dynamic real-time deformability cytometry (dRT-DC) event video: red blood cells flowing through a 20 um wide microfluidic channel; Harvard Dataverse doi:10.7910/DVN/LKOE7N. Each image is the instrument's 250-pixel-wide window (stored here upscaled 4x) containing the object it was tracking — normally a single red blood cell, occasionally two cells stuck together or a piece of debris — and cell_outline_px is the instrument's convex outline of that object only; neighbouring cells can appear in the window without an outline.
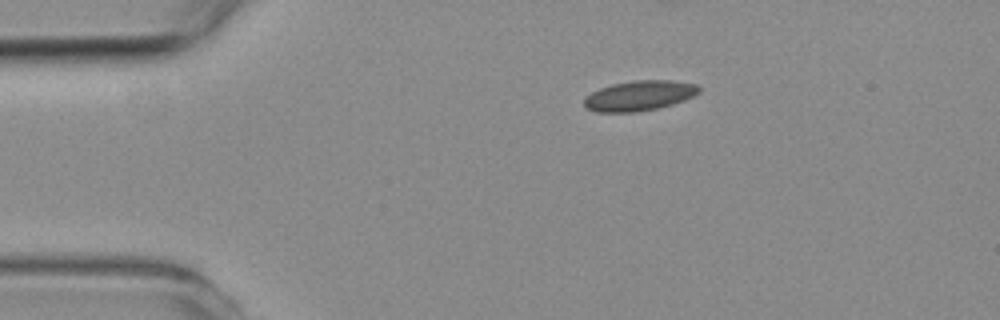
{"species": "common noctule bat (a hibernating species)", "species_latin": "Nyctalus noctula", "temperature_condition": "room temperature", "stored_images_in_passage": 6, "camera_frame_rate_fps": 3000, "um_per_image_px": 0.085, "animal": {"sex": "female", "body_mass_g": 19.3, "forearm_length_mm": 54.1}, "frame": {"image": 1, "passage_image": 1, "time_ms": 0.0, "image_size_px": [1000, 320], "cell_outline_px": [[700, 92], [684, 100], [672, 104], [656, 108], [636, 112], [596, 112], [584, 108], [584, 100], [592, 92], [600, 88], [612, 84], [632, 80], [672, 80], [696, 84], [700, 88]], "centroid_in_image_um": [54.33, 8.13], "position_along_channel_um": 30.7, "area_um2": 20.11}}
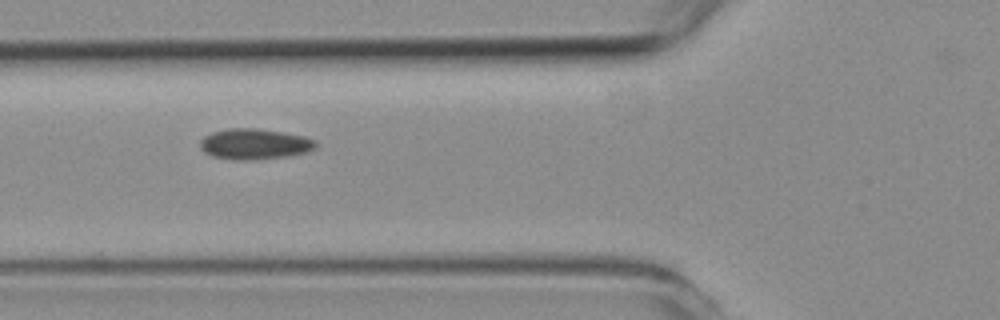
{"frame": {"image": 2, "passage_image": 4, "time_ms": 3.333, "image_size_px": [1000, 320], "cell_outline_px": [[316, 148], [304, 152], [288, 156], [252, 160], [236, 160], [212, 156], [204, 152], [200, 148], [200, 140], [204, 136], [212, 132], [228, 128], [256, 128], [284, 132], [304, 136], [316, 140]], "centroid_in_image_um": [21.62, 12.24], "position_along_channel_um": 104.2, "area_um2": 20.75}}
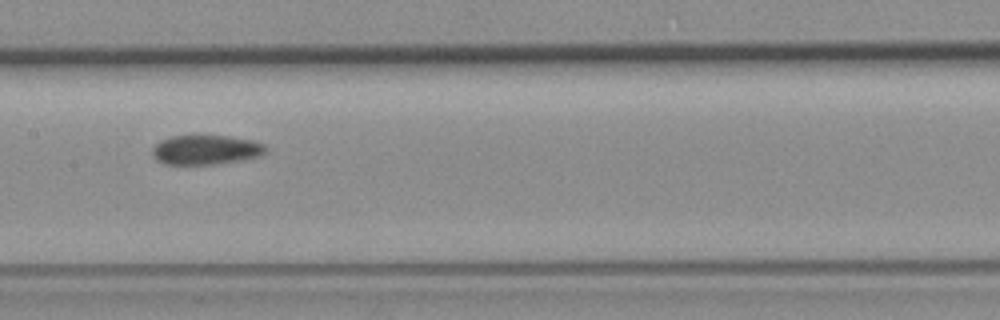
{"frame": {"image": 3, "passage_image": 6, "time_ms": 5.667, "image_size_px": [1000, 320], "cell_outline_px": [[268, 152], [264, 156], [216, 164], [164, 164], [156, 160], [152, 156], [152, 148], [160, 140], [172, 136], [228, 136], [252, 140], [264, 144], [268, 148]], "centroid_in_image_um": [17.53, 12.74], "position_along_channel_um": 189.9, "area_um2": 19.71}}